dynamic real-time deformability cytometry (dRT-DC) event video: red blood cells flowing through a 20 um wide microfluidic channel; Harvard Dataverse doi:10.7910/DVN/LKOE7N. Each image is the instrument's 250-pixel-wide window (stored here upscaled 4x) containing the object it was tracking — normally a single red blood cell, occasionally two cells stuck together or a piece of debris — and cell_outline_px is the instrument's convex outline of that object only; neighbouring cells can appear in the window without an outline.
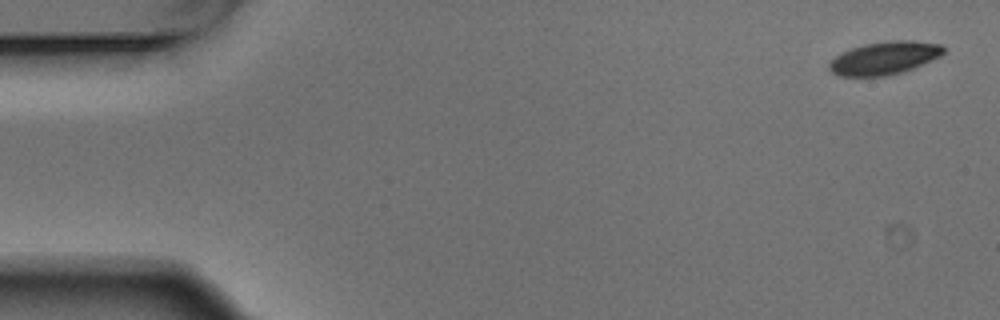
{"species": "Egyptian fruit bat (a non-hibernating species)", "species_latin": "Rousettus aegyptiacus", "temperature_condition": "warm", "stored_images_in_passage": 4, "camera_frame_rate_fps": 3000, "um_per_image_px": 0.085, "animal": {"sex": "male"}, "frame": {"image": 1, "passage_image": 1, "time_ms": 0.0, "image_size_px": [1000, 320], "cell_outline_px": [[944, 52], [940, 56], [912, 68], [888, 76], [840, 76], [832, 72], [828, 68], [828, 64], [836, 56], [852, 48], [864, 44], [892, 40], [912, 40], [940, 44], [944, 48]], "centroid_in_image_um": [75.17, 4.93], "position_along_channel_um": 9.8, "area_um2": 21.68}}